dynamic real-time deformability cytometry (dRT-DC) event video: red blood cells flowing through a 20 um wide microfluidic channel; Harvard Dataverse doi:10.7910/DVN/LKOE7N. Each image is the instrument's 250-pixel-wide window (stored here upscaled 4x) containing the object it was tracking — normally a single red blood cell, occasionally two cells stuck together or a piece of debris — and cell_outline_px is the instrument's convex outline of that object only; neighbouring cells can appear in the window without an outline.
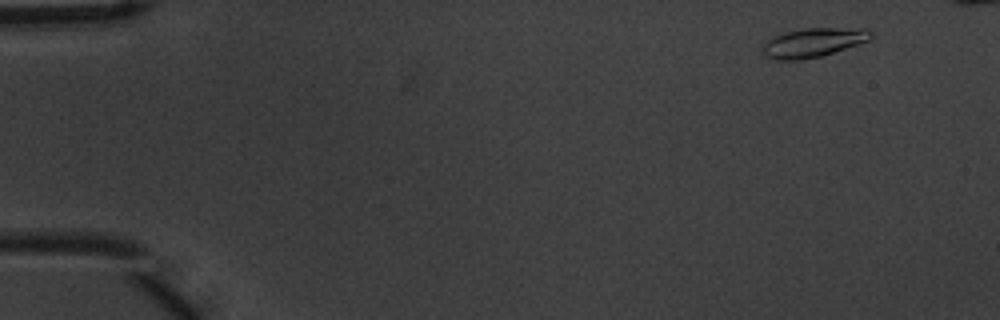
{"species": "common noctule bat (a hibernating species)", "species_latin": "Nyctalus noctula", "temperature_condition": "warm", "stored_images_in_passage": 5, "camera_frame_rate_fps": 3000, "um_per_image_px": 0.085, "animal": {"sex": "male", "body_mass_g": 20.1, "forearm_length_mm": 53.5}, "frame": {"image": 1, "passage_image": 2, "time_ms": 0.333, "image_size_px": [1000, 320], "cell_outline_px": [[872, 36], [868, 40], [860, 44], [820, 56], [800, 60], [776, 60], [764, 56], [764, 44], [772, 36], [784, 32], [804, 28], [864, 28], [872, 32]], "centroid_in_image_um": [69.12, 3.61], "position_along_channel_um": 15.9, "area_um2": 18.32}}